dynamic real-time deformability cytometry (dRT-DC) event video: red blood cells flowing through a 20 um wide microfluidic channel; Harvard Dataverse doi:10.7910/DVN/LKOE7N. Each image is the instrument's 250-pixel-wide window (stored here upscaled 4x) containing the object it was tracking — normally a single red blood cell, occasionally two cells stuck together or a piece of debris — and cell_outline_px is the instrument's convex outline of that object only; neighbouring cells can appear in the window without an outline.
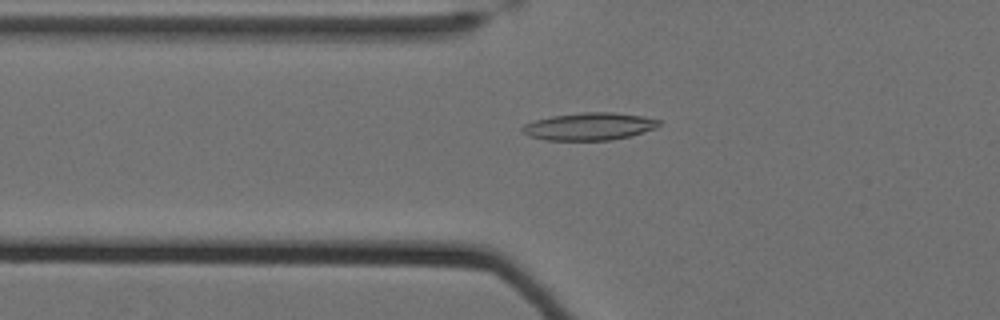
{"species": "Egyptian fruit bat (a non-hibernating species)", "species_latin": "Rousettus aegyptiacus", "temperature_condition": "cold", "stored_images_in_passage": 48, "camera_frame_rate_fps": 3000, "um_per_image_px": 0.085, "animal": {"sex": "female"}, "frame": {"image": 1, "passage_image": 12, "time_ms": 3.667, "image_size_px": [1000, 320], "cell_outline_px": [[660, 124], [656, 128], [628, 136], [612, 140], [544, 140], [528, 136], [520, 128], [524, 124], [536, 120], [552, 116], [584, 112], [612, 112], [640, 116], [660, 120]], "centroid_in_image_um": [50.06, 10.75], "position_along_channel_um": 75.7, "area_um2": 21.68}}
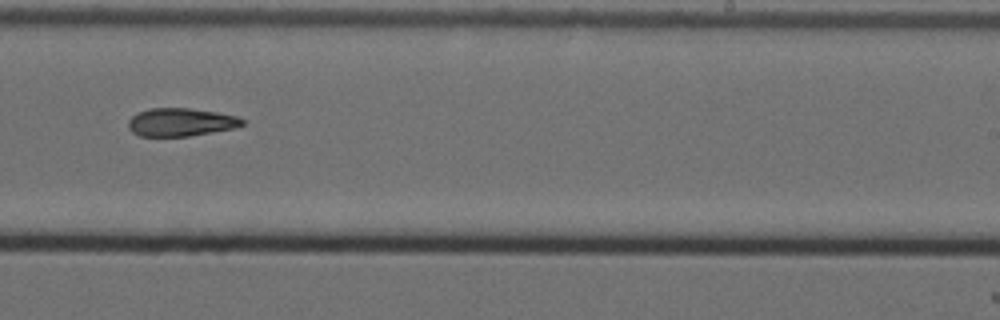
{"frame": {"image": 2, "passage_image": 29, "time_ms": 9.333, "image_size_px": [1000, 320], "cell_outline_px": [[244, 124], [236, 128], [188, 136], [140, 136], [132, 132], [128, 128], [128, 120], [132, 116], [140, 112], [152, 108], [188, 108], [216, 112], [236, 116], [244, 120]], "centroid_in_image_um": [15.36, 10.39], "position_along_channel_um": 273.6, "area_um2": 18.55}}
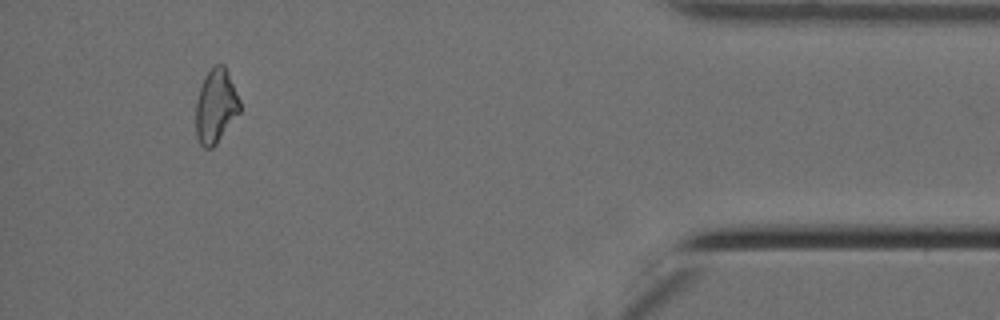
{"frame": {"image": 3, "passage_image": 45, "time_ms": 14.667, "image_size_px": [1000, 320], "cell_outline_px": [[240, 112], [216, 144], [212, 148], [204, 148], [200, 144], [196, 136], [196, 100], [200, 88], [208, 72], [216, 64], [224, 64], [228, 72], [240, 100]], "centroid_in_image_um": [18.34, 9.04], "position_along_channel_um": 416.9, "area_um2": 18.84}}